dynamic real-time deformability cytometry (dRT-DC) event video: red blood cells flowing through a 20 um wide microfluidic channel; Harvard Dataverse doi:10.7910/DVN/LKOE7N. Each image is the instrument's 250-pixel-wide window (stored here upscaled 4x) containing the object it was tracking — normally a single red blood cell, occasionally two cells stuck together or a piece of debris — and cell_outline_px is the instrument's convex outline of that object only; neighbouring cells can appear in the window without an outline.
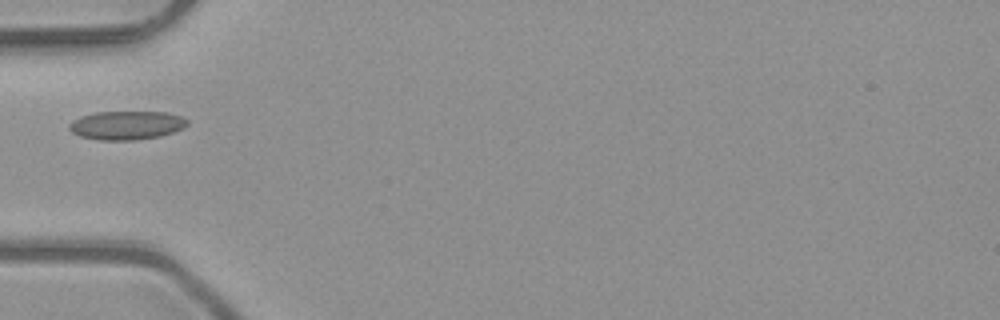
{"species": "common noctule bat (a hibernating species)", "species_latin": "Nyctalus noctula", "temperature_condition": "room temperature", "stored_images_in_passage": 5, "camera_frame_rate_fps": 3000, "um_per_image_px": 0.085, "animal": {"sex": "male", "body_mass_g": 23.1, "forearm_length_mm": 52.7}, "frame": {"image": 1, "passage_image": 4, "time_ms": 1.0, "image_size_px": [1000, 320], "cell_outline_px": [[188, 124], [184, 128], [160, 136], [136, 140], [100, 140], [80, 136], [72, 132], [68, 128], [68, 124], [72, 120], [80, 116], [96, 112], [168, 112], [180, 116], [188, 120]], "centroid_in_image_um": [10.74, 10.64], "position_along_channel_um": 74.3, "area_um2": 19.83}}
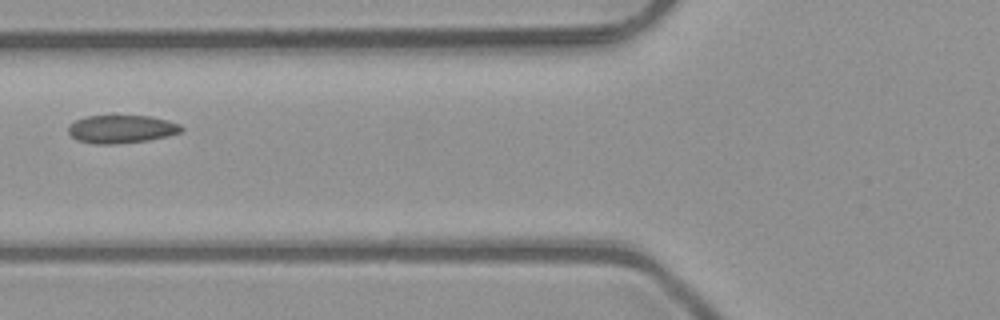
{"frame": {"image": 2, "passage_image": 5, "time_ms": 1.333, "image_size_px": [1000, 320], "cell_outline_px": [[184, 128], [180, 132], [168, 136], [148, 140], [116, 144], [92, 144], [76, 140], [68, 132], [68, 124], [84, 116], [152, 116], [168, 120], [180, 124]], "centroid_in_image_um": [10.31, 10.97], "position_along_channel_um": 115.5, "area_um2": 18.67}}